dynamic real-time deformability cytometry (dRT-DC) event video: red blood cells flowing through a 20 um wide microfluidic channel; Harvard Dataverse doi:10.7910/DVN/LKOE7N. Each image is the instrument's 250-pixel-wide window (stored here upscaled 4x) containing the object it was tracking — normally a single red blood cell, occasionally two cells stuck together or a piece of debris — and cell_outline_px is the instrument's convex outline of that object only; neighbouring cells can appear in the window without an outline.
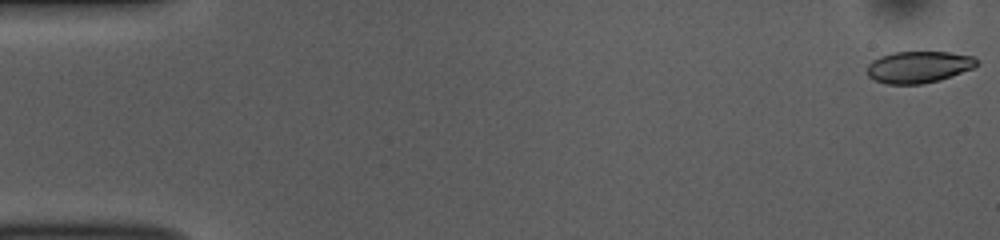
{"species": "common noctule bat (a hibernating species)", "species_latin": "Nyctalus noctula", "temperature_condition": "room temperature", "stored_images_in_passage": 17, "camera_frame_rate_fps": 3000, "um_per_image_px": 0.085, "animal": {"sex": "female", "body_mass_g": 10.0, "forearm_length_mm": 53.1}, "frame": {"image": 1, "passage_image": 1, "time_ms": 0.0, "image_size_px": [1000, 240], "cell_outline_px": [[980, 64], [972, 68], [940, 80], [920, 84], [888, 84], [876, 80], [868, 76], [868, 64], [872, 60], [880, 56], [892, 52], [948, 52], [972, 56], [980, 60]], "centroid_in_image_um": [78.1, 5.68], "position_along_channel_um": 6.9, "area_um2": 20.23}}
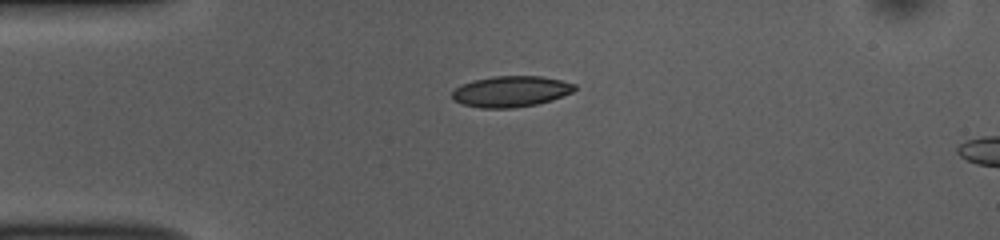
{"frame": {"image": 2, "passage_image": 13, "time_ms": 4.0, "image_size_px": [1000, 240], "cell_outline_px": [[576, 88], [572, 92], [552, 100], [536, 104], [512, 108], [480, 108], [464, 104], [452, 100], [452, 92], [456, 88], [472, 80], [492, 76], [540, 76], [560, 80], [576, 84]], "centroid_in_image_um": [43.42, 7.77], "position_along_channel_um": 41.6, "area_um2": 22.02}}